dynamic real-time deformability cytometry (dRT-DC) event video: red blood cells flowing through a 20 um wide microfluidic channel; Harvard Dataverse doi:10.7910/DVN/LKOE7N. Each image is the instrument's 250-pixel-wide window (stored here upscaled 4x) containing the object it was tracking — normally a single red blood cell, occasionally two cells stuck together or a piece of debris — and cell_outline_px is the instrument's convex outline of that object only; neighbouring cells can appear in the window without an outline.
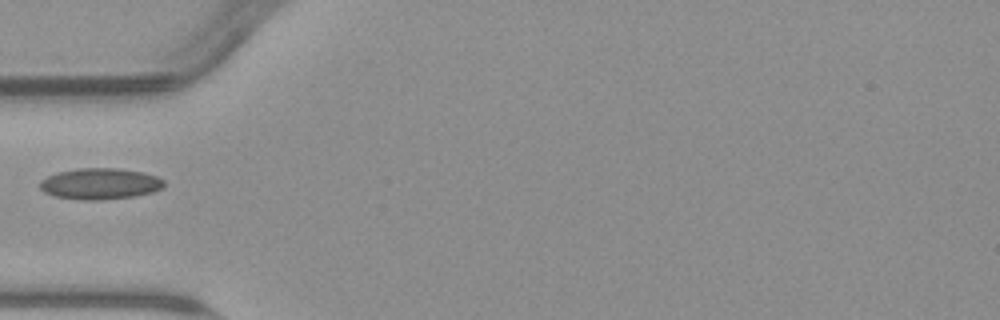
{"species": "common noctule bat (a hibernating species)", "species_latin": "Nyctalus noctula", "temperature_condition": "warm", "stored_images_in_passage": 5, "camera_frame_rate_fps": 3000, "um_per_image_px": 0.085, "animal": {"sex": "male", "body_mass_g": 23.1, "forearm_length_mm": 52.7}, "frame": {"image": 1, "passage_image": 4, "time_ms": 5.0, "image_size_px": [1000, 320], "cell_outline_px": [[164, 188], [152, 192], [136, 196], [100, 200], [84, 200], [52, 196], [44, 192], [40, 188], [40, 180], [56, 172], [76, 168], [116, 168], [144, 172], [156, 176], [164, 180]], "centroid_in_image_um": [8.5, 15.62], "position_along_channel_um": 76.5, "area_um2": 22.77}}
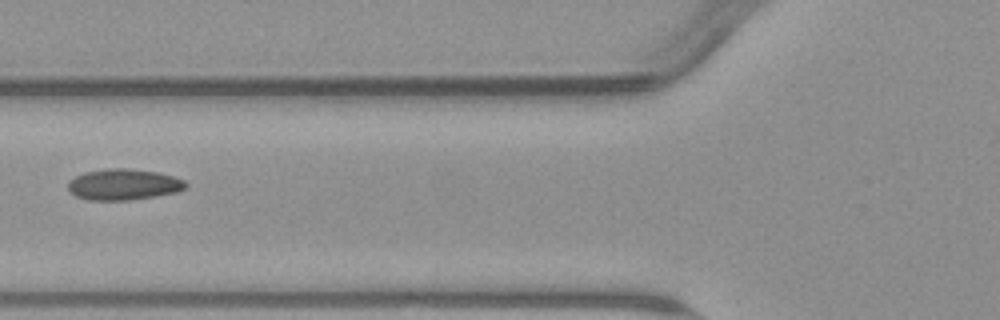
{"frame": {"image": 2, "passage_image": 5, "time_ms": 6.0, "image_size_px": [1000, 320], "cell_outline_px": [[188, 184], [184, 188], [176, 192], [128, 200], [88, 200], [76, 196], [68, 188], [68, 180], [84, 172], [108, 168], [124, 168], [160, 172], [184, 180]], "centroid_in_image_um": [10.48, 15.67], "position_along_channel_um": 115.3, "area_um2": 21.15}}